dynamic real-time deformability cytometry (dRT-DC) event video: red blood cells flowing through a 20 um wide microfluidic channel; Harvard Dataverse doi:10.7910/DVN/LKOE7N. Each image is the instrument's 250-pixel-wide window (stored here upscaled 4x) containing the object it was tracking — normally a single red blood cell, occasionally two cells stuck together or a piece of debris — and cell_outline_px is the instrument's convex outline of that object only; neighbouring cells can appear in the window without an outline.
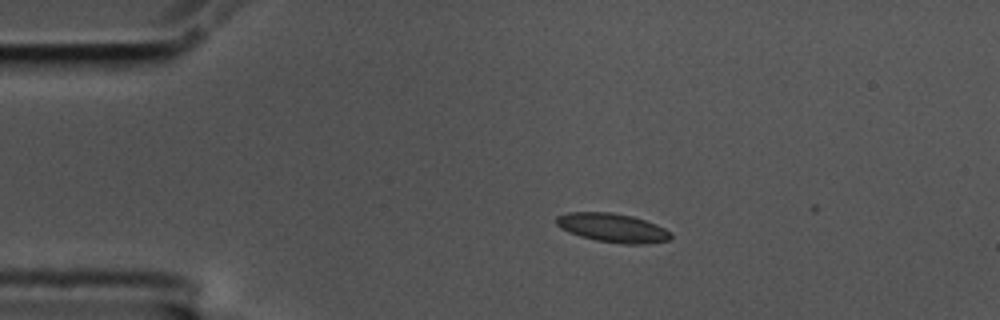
{"species": "common noctule bat (a hibernating species)", "species_latin": "Nyctalus noctula", "temperature_condition": "cold", "stored_images_in_passage": 5, "camera_frame_rate_fps": 3000, "um_per_image_px": 0.085, "animal": {"sex": "male", "body_mass_g": 17.5, "forearm_length_mm": 52.3}, "frame": {"image": 1, "passage_image": 1, "time_ms": 0.0, "image_size_px": [1000, 320], "cell_outline_px": [[672, 236], [668, 240], [640, 244], [624, 244], [596, 240], [580, 236], [560, 228], [556, 224], [556, 216], [568, 212], [612, 212], [632, 216], [656, 224], [672, 232]], "centroid_in_image_um": [52.06, 19.35], "position_along_channel_um": 32.9, "area_um2": 19.19}}